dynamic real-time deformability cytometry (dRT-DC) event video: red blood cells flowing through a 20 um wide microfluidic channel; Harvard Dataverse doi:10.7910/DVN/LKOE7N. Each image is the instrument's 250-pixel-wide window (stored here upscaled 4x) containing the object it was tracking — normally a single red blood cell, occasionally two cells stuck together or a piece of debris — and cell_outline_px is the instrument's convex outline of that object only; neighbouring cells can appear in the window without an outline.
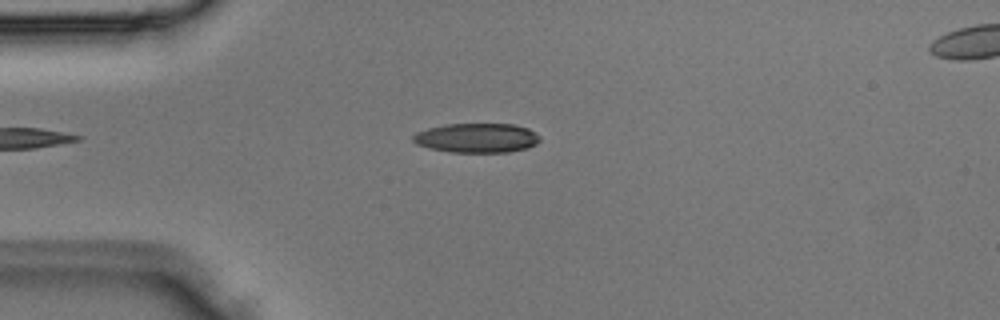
{"species": "Egyptian fruit bat (a non-hibernating species)", "species_latin": "Rousettus aegyptiacus", "temperature_condition": "room temperature", "stored_images_in_passage": 1, "camera_frame_rate_fps": 3000, "um_per_image_px": 0.085, "animal": {"sex": "male"}, "frame": {"image": 1, "passage_image": 1, "time_ms": 0.0, "image_size_px": [1000, 320], "cell_outline_px": [[540, 140], [536, 144], [528, 148], [508, 152], [452, 152], [428, 148], [416, 144], [412, 140], [412, 136], [416, 132], [428, 128], [448, 124], [516, 124], [528, 128], [540, 136]], "centroid_in_image_um": [40.53, 11.72], "position_along_channel_um": 44.5, "area_um2": 21.85}}